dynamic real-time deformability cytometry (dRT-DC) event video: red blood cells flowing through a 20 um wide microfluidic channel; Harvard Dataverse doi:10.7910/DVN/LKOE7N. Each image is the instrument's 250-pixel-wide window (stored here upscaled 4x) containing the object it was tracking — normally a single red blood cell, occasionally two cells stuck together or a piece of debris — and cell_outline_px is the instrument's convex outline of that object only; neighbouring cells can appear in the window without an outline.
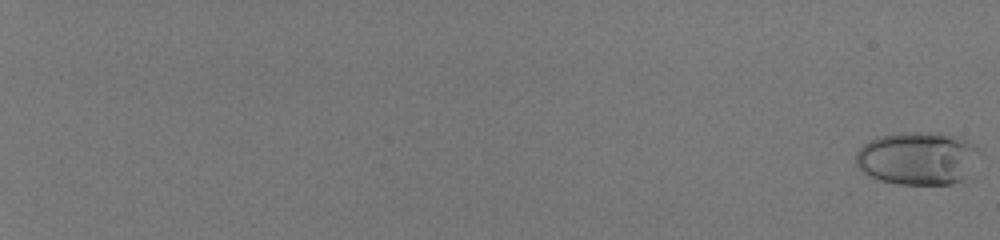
{"species": "human", "species_latin": "Homo sapiens", "temperature_condition": "room temperature", "stored_images_in_passage": 57, "camera_frame_rate_fps": 3000, "um_per_image_px": 0.085, "donor": {"sex": "male"}, "frame": {"image": 1, "passage_image": 1, "time_ms": 0.0, "image_size_px": [1000, 240], "cell_outline_px": [[980, 152], [964, 180], [952, 184], [896, 184], [880, 180], [868, 176], [856, 164], [856, 152], [868, 140], [880, 136], [900, 132], [940, 132], [956, 136], [968, 140], [980, 148]], "centroid_in_image_um": [78.0, 13.44], "position_along_channel_um": 7.0, "area_um2": 38.55}}
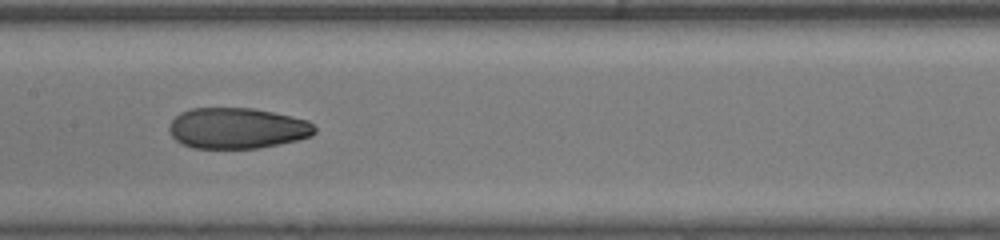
{"frame": {"image": 2, "passage_image": 36, "time_ms": 11.667, "image_size_px": [1000, 240], "cell_outline_px": [[316, 132], [312, 136], [296, 140], [260, 148], [192, 148], [180, 144], [172, 136], [168, 128], [168, 124], [180, 112], [192, 108], [252, 108], [272, 112], [308, 120], [316, 128]], "centroid_in_image_um": [20.13, 10.9], "position_along_channel_um": 187.3, "area_um2": 34.74}}
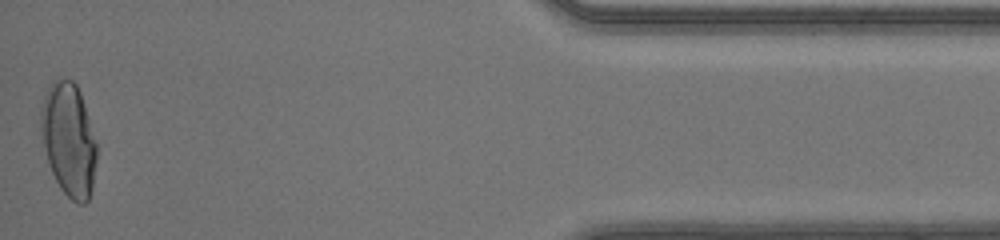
{"frame": {"image": 3, "passage_image": 57, "time_ms": 18.667, "image_size_px": [1000, 240], "cell_outline_px": [[96, 164], [92, 188], [88, 200], [84, 204], [80, 204], [72, 200], [60, 188], [52, 172], [44, 148], [40, 128], [40, 108], [44, 96], [48, 88], [56, 80], [72, 80], [76, 84], [80, 92], [84, 104], [96, 144]], "centroid_in_image_um": [5.83, 11.88], "position_along_channel_um": 429.4, "area_um2": 36.36}, "authors_computed_cell_mechanics": {"area_um2": 34.969, "velocity_mm_per_s": 4.1921, "shape_relaxation_time_tau1_ms": 7.2029, "shape_relaxation_time_tau2_ms": 0.9936, "deformation_change_tau1": 0.2627, "deformation_change_tau2": 0.0609}}